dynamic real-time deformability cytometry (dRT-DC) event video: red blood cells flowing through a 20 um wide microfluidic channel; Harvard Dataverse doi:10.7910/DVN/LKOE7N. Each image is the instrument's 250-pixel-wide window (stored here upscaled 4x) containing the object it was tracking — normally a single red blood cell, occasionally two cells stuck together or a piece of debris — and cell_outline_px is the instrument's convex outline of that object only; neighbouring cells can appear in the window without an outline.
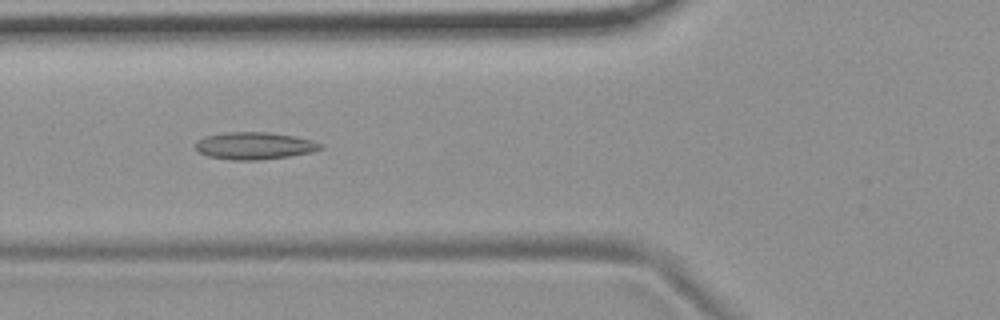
{"species": "common noctule bat (a hibernating species)", "species_latin": "Nyctalus noctula", "temperature_condition": "room temperature", "stored_images_in_passage": 41, "camera_frame_rate_fps": 3000, "um_per_image_px": 0.085, "animal": {"sex": "female", "body_mass_g": 19.9}, "frame": {"image": 1, "passage_image": 7, "time_ms": 2.0, "image_size_px": [1000, 320], "cell_outline_px": [[324, 148], [312, 152], [288, 156], [260, 160], [232, 160], [208, 156], [200, 152], [196, 148], [196, 144], [200, 140], [208, 136], [228, 132], [268, 132], [292, 136], [312, 140], [324, 144]], "centroid_in_image_um": [21.69, 12.4], "position_along_channel_um": 104.1, "area_um2": 19.59}}
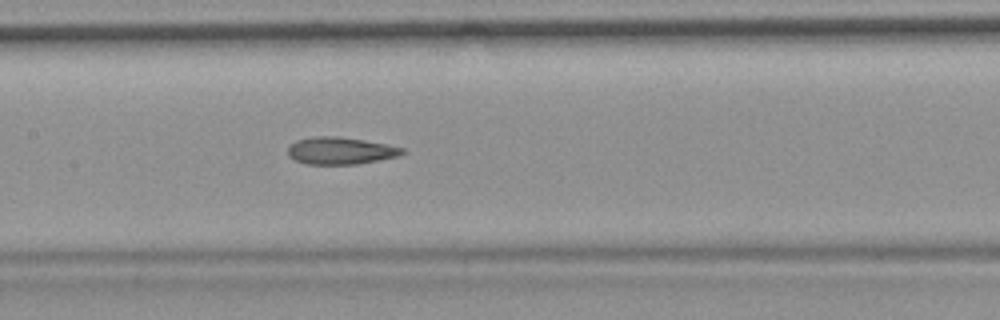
{"frame": {"image": 2, "passage_image": 13, "time_ms": 4.0, "image_size_px": [1000, 320], "cell_outline_px": [[408, 152], [396, 156], [356, 164], [308, 164], [296, 160], [288, 156], [288, 148], [296, 140], [312, 136], [340, 136], [388, 144], [404, 148]], "centroid_in_image_um": [28.94, 12.79], "position_along_channel_um": 178.5, "area_um2": 18.09}}
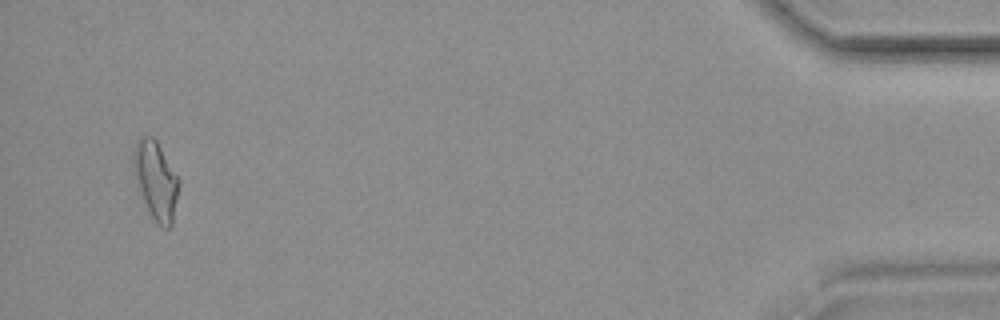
{"frame": {"image": 3, "passage_image": 39, "time_ms": 12.667, "image_size_px": [1000, 320], "cell_outline_px": [[180, 184], [172, 224], [168, 228], [164, 228], [152, 216], [136, 184], [132, 164], [132, 152], [136, 140], [144, 136], [152, 136], [156, 140], [180, 180]], "centroid_in_image_um": [13.23, 15.28], "position_along_channel_um": 422.0, "area_um2": 20.52}, "authors_computed_cell_mechanics": {"area_um2": 18.3804, "velocity_mm_per_s": 3.7078, "shape_relaxation_time_tau1_ms": null, "shape_relaxation_time_tau2_ms": 3.344, "deformation_change_tau1": null, "deformation_change_tau2": 0.1273}}